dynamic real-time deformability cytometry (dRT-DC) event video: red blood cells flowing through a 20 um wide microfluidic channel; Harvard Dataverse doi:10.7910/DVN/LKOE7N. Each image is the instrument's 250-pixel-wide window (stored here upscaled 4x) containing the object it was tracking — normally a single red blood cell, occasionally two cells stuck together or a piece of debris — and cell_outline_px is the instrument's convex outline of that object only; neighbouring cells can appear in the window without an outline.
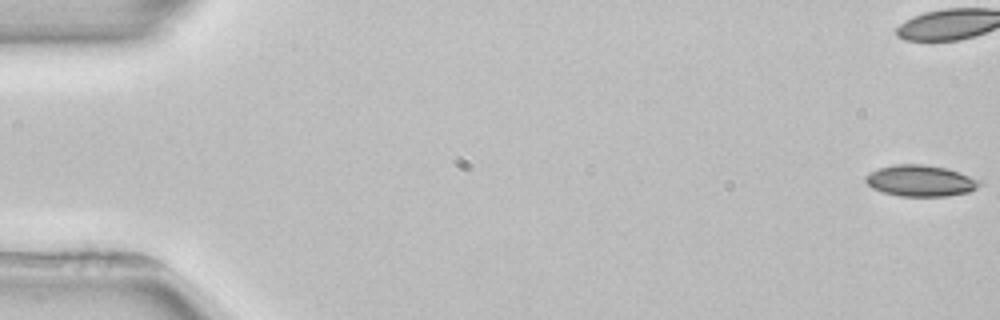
{"species": "common noctule bat (a hibernating species)", "species_latin": "Nyctalus noctula", "temperature_condition": "room temperature", "stored_images_in_passage": 6, "camera_frame_rate_fps": 3000, "um_per_image_px": 0.085, "animal": {"sex": "female", "body_mass_g": 22.7, "forearm_length_mm": 54.2}, "frame": {"image": 1, "passage_image": 1, "time_ms": 0.0, "image_size_px": [1000, 320], "cell_outline_px": [[984, 184], [968, 192], [948, 196], [900, 196], [884, 192], [872, 188], [864, 180], [864, 176], [868, 172], [876, 168], [896, 164], [924, 164], [948, 168], [980, 180]], "centroid_in_image_um": [78.23, 15.35], "position_along_channel_um": 6.8, "area_um2": 20.98}}
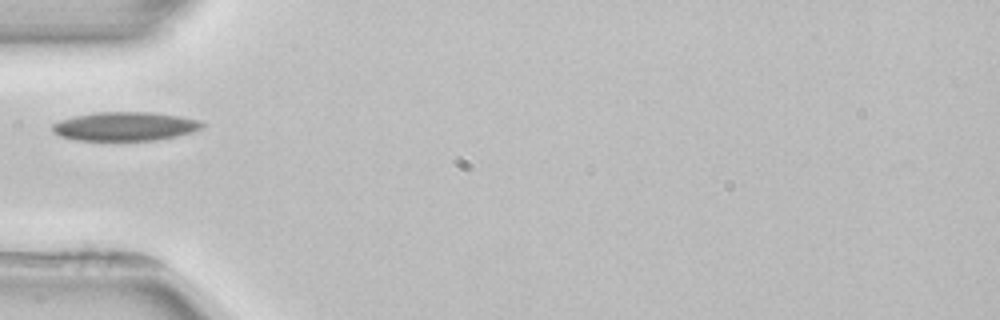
{"frame": {"image": 2, "passage_image": 5, "time_ms": 6.333, "image_size_px": [1000, 320], "cell_outline_px": [[204, 128], [192, 132], [176, 136], [156, 140], [76, 140], [60, 136], [52, 132], [52, 124], [60, 120], [76, 116], [96, 112], [152, 112], [180, 116], [200, 120], [204, 124]], "centroid_in_image_um": [10.65, 10.74], "position_along_channel_um": 74.4, "area_um2": 25.2}}